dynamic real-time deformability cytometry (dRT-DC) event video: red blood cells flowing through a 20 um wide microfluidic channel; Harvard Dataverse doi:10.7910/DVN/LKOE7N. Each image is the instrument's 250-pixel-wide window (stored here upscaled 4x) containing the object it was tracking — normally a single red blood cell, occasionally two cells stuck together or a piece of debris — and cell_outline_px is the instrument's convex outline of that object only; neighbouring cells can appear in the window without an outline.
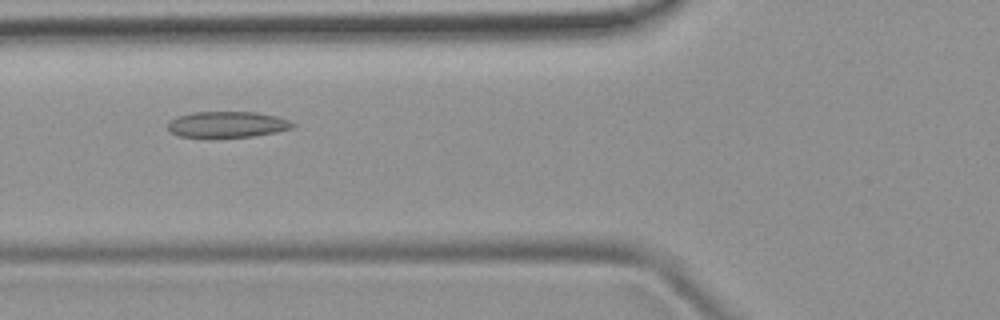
{"species": "common noctule bat (a hibernating species)", "species_latin": "Nyctalus noctula", "temperature_condition": "room temperature", "stored_images_in_passage": 21, "camera_frame_rate_fps": 3000, "um_per_image_px": 0.085, "animal": {"sex": "female", "body_mass_g": 19.9}, "frame": {"image": 1, "passage_image": 17, "time_ms": 5.333, "image_size_px": [1000, 320], "cell_outline_px": [[296, 124], [292, 128], [276, 132], [252, 136], [208, 140], [180, 136], [172, 132], [168, 128], [168, 124], [172, 120], [180, 116], [192, 112], [256, 112], [276, 116], [288, 120]], "centroid_in_image_um": [19.3, 10.62], "position_along_channel_um": 106.5, "area_um2": 19.42}}